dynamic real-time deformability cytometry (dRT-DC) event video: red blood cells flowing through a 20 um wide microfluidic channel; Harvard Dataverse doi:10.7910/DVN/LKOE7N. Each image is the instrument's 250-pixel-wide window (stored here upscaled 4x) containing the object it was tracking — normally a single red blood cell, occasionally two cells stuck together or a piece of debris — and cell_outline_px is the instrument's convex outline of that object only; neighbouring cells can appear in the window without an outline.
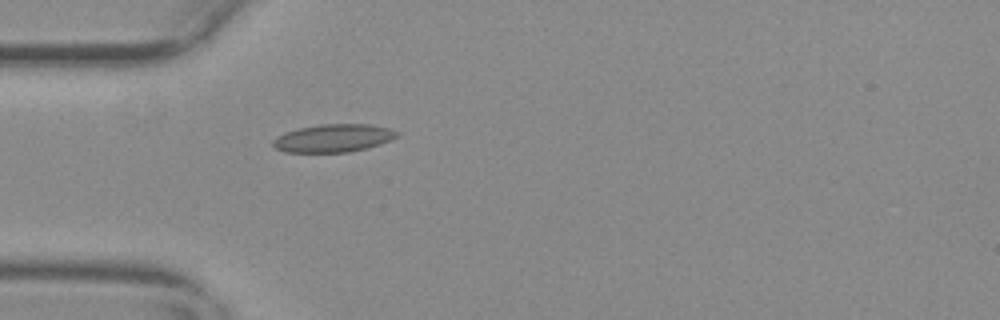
{"species": "common noctule bat (a hibernating species)", "species_latin": "Nyctalus noctula", "temperature_condition": "warm", "stored_images_in_passage": 5, "camera_frame_rate_fps": 3000, "um_per_image_px": 0.085, "animal": {"sex": "female", "body_mass_g": 29.2, "forearm_length_mm": 56.3}, "frame": {"image": 1, "passage_image": 1, "time_ms": 0.0, "image_size_px": [1000, 320], "cell_outline_px": [[400, 132], [392, 140], [380, 144], [348, 152], [284, 152], [276, 148], [272, 144], [272, 140], [276, 136], [284, 132], [300, 128], [320, 124], [368, 124], [388, 128]], "centroid_in_image_um": [28.31, 11.74], "position_along_channel_um": 56.7, "area_um2": 20.11}}
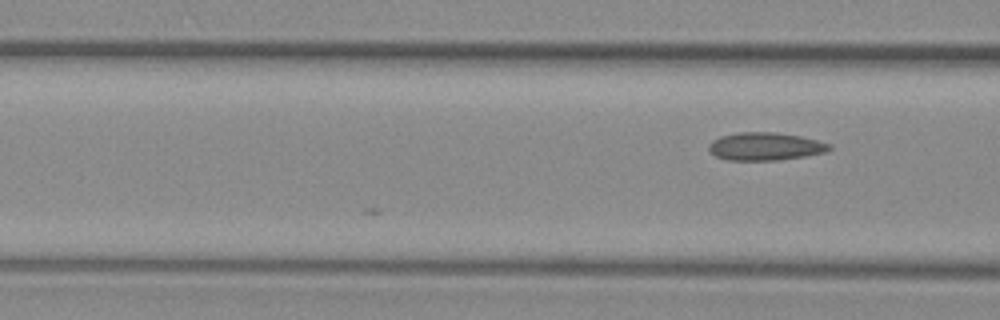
{"frame": {"image": 2, "passage_image": 5, "time_ms": 1.333, "image_size_px": [1000, 320], "cell_outline_px": [[832, 148], [824, 152], [804, 156], [780, 160], [728, 160], [716, 156], [708, 148], [708, 144], [712, 140], [720, 136], [740, 132], [776, 132], [800, 136], [832, 144]], "centroid_in_image_um": [65.04, 12.44], "position_along_channel_um": 101.6, "area_um2": 19.54}}